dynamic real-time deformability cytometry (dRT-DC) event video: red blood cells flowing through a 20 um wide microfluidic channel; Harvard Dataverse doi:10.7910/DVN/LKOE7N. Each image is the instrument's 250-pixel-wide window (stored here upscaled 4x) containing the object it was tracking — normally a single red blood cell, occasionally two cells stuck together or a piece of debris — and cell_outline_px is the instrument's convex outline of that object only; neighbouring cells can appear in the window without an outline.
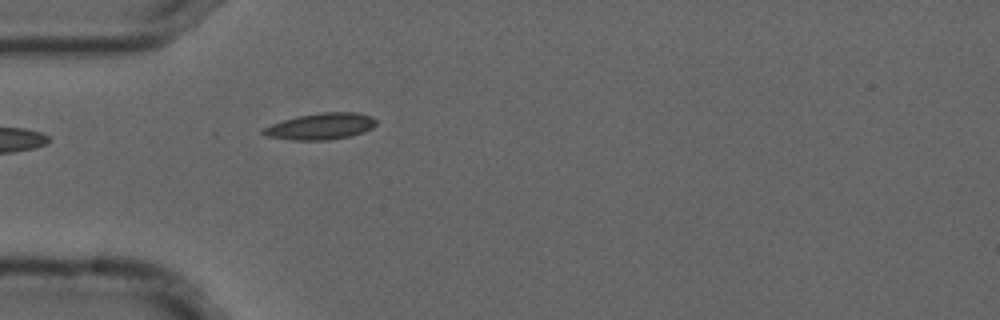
{"species": "common noctule bat (a hibernating species)", "species_latin": "Nyctalus noctula", "temperature_condition": "cold", "stored_images_in_passage": 40, "camera_frame_rate_fps": 3000, "um_per_image_px": 0.085, "animal": {"sex": "male", "forearm_length_mm": 52.5}, "frame": {"image": 1, "passage_image": 1, "time_ms": 0.0, "image_size_px": [1000, 320], "cell_outline_px": [[376, 124], [372, 128], [348, 136], [328, 140], [292, 140], [268, 136], [260, 132], [264, 128], [272, 124], [296, 116], [320, 112], [356, 112], [372, 116], [376, 120]], "centroid_in_image_um": [27.26, 10.72], "position_along_channel_um": 57.7, "area_um2": 17.22}}
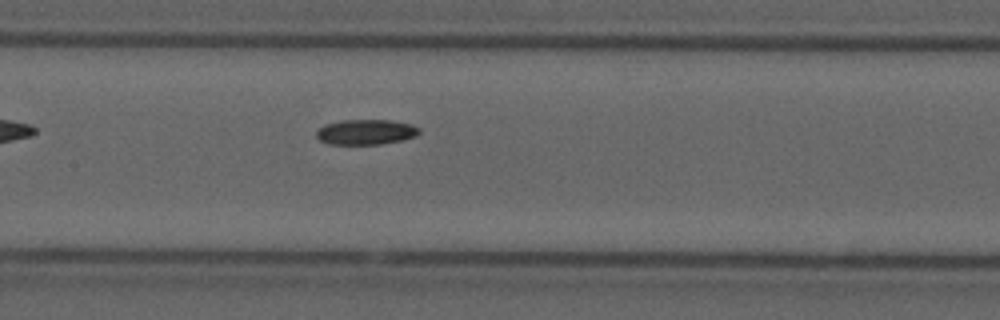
{"frame": {"image": 2, "passage_image": 11, "time_ms": 3.333, "image_size_px": [1000, 320], "cell_outline_px": [[420, 132], [416, 136], [400, 140], [380, 144], [328, 144], [320, 140], [316, 136], [316, 132], [324, 124], [340, 120], [392, 120], [412, 124], [420, 128]], "centroid_in_image_um": [31.1, 11.21], "position_along_channel_um": 176.3, "area_um2": 15.14}}
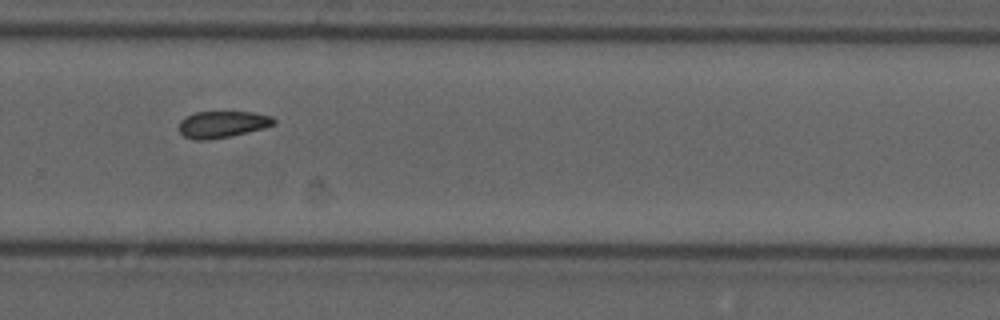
{"frame": {"image": 3, "passage_image": 22, "time_ms": 7.0, "image_size_px": [1000, 320], "cell_outline_px": [[276, 124], [264, 128], [248, 132], [208, 140], [192, 140], [184, 136], [180, 132], [180, 120], [184, 116], [196, 112], [252, 112], [272, 116], [276, 120]], "centroid_in_image_um": [18.9, 10.56], "position_along_channel_um": 310.9, "area_um2": 14.8}}